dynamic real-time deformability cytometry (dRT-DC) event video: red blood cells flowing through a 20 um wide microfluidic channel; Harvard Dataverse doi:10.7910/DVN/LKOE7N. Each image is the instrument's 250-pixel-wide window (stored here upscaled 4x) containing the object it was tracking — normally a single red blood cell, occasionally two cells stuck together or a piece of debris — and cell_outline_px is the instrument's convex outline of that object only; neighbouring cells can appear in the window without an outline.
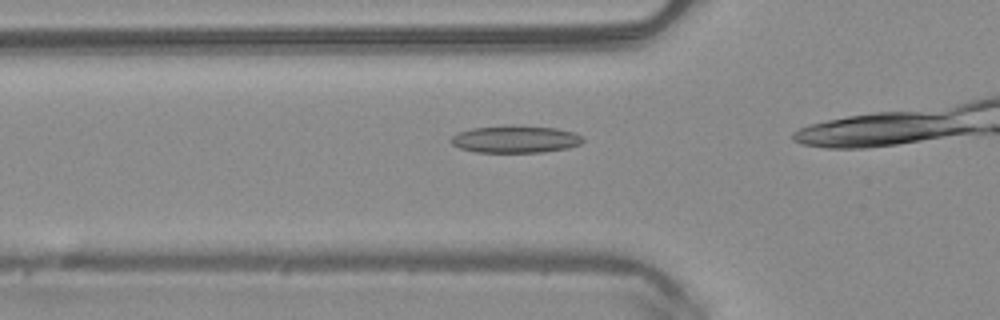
{"species": "common noctule bat (a hibernating species)", "species_latin": "Nyctalus noctula", "temperature_condition": "warm", "stored_images_in_passage": 16, "camera_frame_rate_fps": 3000, "um_per_image_px": 0.085, "animal": {"sex": "male", "body_mass_g": 20.4}, "frame": {"image": 1, "passage_image": 11, "time_ms": 3.333, "image_size_px": [1000, 320], "cell_outline_px": [[584, 140], [580, 144], [568, 148], [544, 152], [476, 152], [460, 148], [452, 144], [448, 140], [456, 132], [472, 128], [508, 124], [512, 124], [556, 128], [572, 132], [584, 136]], "centroid_in_image_um": [43.78, 11.81], "position_along_channel_um": 82.0, "area_um2": 21.39}}
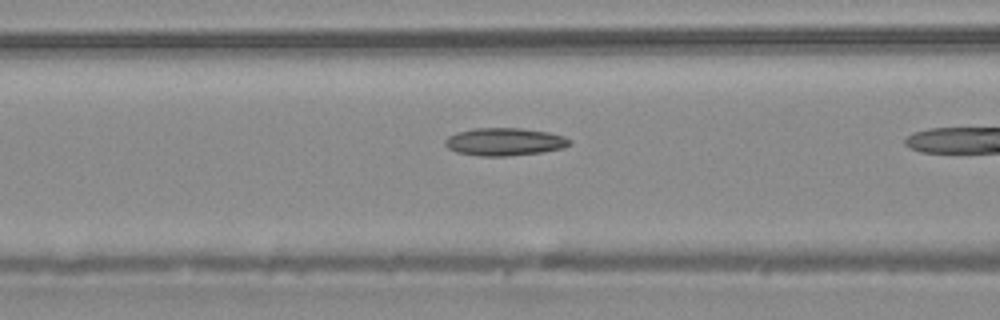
{"frame": {"image": 2, "passage_image": 14, "time_ms": 4.333, "image_size_px": [1000, 320], "cell_outline_px": [[572, 144], [564, 148], [544, 152], [508, 156], [480, 156], [456, 152], [448, 148], [444, 144], [444, 140], [448, 136], [472, 128], [520, 128], [548, 132], [564, 136], [572, 140]], "centroid_in_image_um": [42.92, 12.05], "position_along_channel_um": 123.7, "area_um2": 20.29}}